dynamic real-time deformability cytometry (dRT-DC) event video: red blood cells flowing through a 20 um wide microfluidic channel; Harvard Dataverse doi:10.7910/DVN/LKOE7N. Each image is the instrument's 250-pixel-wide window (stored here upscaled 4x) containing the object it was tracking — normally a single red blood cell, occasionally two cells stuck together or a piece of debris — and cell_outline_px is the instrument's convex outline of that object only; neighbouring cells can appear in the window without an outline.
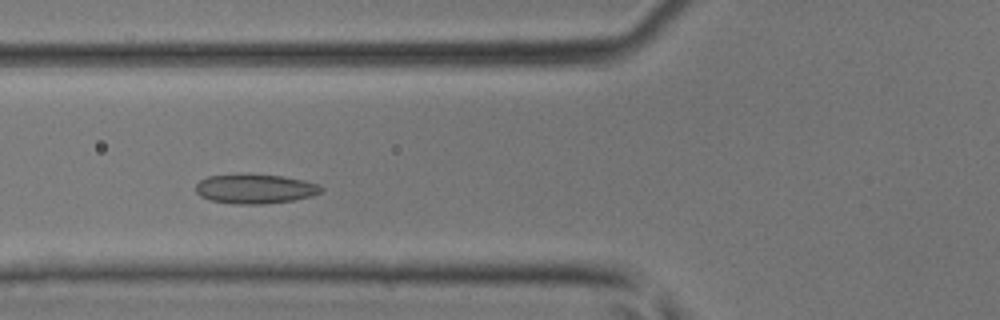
{"species": "common noctule bat (a hibernating species)", "species_latin": "Nyctalus noctula", "temperature_condition": "room temperature", "stored_images_in_passage": 37, "camera_frame_rate_fps": 3000, "um_per_image_px": 0.085, "animal": {"sex": "male", "body_mass_g": 17.9, "forearm_length_mm": 54.2}, "frame": {"image": 1, "passage_image": 11, "time_ms": 3.333, "image_size_px": [1000, 320], "cell_outline_px": [[324, 192], [312, 196], [292, 200], [264, 204], [236, 204], [212, 200], [200, 196], [196, 192], [196, 184], [200, 180], [208, 176], [280, 176], [304, 180], [316, 184], [324, 188]], "centroid_in_image_um": [21.72, 16.08], "position_along_channel_um": 104.1, "area_um2": 20.87}}
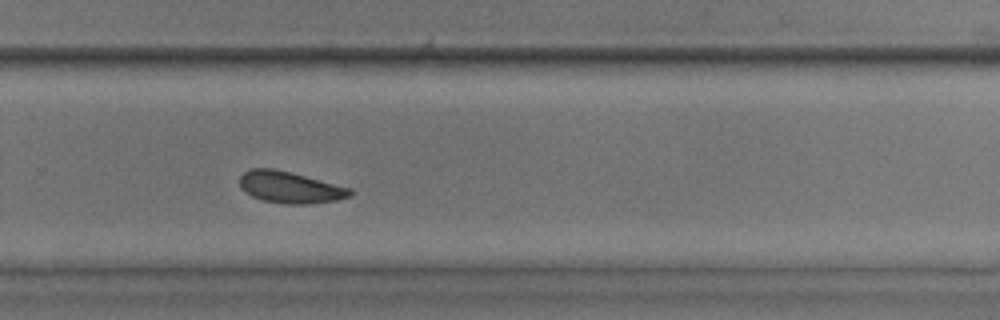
{"frame": {"image": 2, "passage_image": 24, "time_ms": 7.667, "image_size_px": [1000, 320], "cell_outline_px": [[352, 196], [336, 200], [312, 204], [284, 204], [264, 200], [252, 196], [244, 192], [240, 188], [240, 176], [244, 172], [252, 168], [272, 168], [292, 172], [352, 188]], "centroid_in_image_um": [24.66, 15.92], "position_along_channel_um": 305.1, "area_um2": 20.52}}
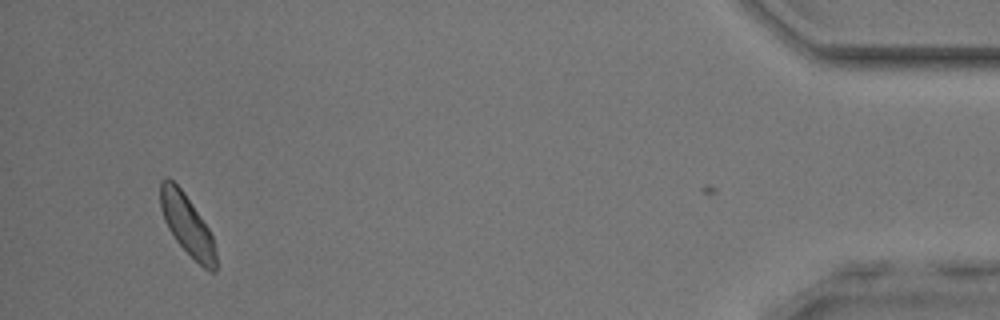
{"frame": {"image": 3, "passage_image": 36, "time_ms": 11.667, "image_size_px": [1000, 320], "cell_outline_px": [[216, 272], [212, 272], [204, 268], [176, 240], [168, 228], [164, 220], [160, 208], [160, 180], [164, 176], [168, 176], [184, 192], [208, 228], [212, 236], [216, 252]], "centroid_in_image_um": [15.88, 19.07], "position_along_channel_um": 419.3, "area_um2": 19.36}}